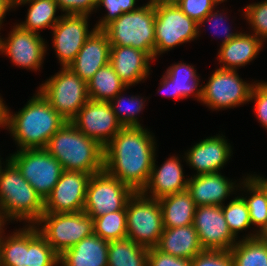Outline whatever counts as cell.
Wrapping results in <instances>:
<instances>
[{
	"label": "cell",
	"mask_w": 267,
	"mask_h": 266,
	"mask_svg": "<svg viewBox=\"0 0 267 266\" xmlns=\"http://www.w3.org/2000/svg\"><path fill=\"white\" fill-rule=\"evenodd\" d=\"M154 137L143 127H123L104 147V170L135 192L147 185L156 156Z\"/></svg>",
	"instance_id": "6da1fadb"
},
{
	"label": "cell",
	"mask_w": 267,
	"mask_h": 266,
	"mask_svg": "<svg viewBox=\"0 0 267 266\" xmlns=\"http://www.w3.org/2000/svg\"><path fill=\"white\" fill-rule=\"evenodd\" d=\"M254 83H246L236 70L218 68L202 86L201 102L211 109H227L250 101Z\"/></svg>",
	"instance_id": "7c38bea8"
},
{
	"label": "cell",
	"mask_w": 267,
	"mask_h": 266,
	"mask_svg": "<svg viewBox=\"0 0 267 266\" xmlns=\"http://www.w3.org/2000/svg\"><path fill=\"white\" fill-rule=\"evenodd\" d=\"M30 4L26 20L18 24L21 28L39 33L38 30L44 28H53L61 19L56 12L59 9L55 0H15V6Z\"/></svg>",
	"instance_id": "83f0119b"
},
{
	"label": "cell",
	"mask_w": 267,
	"mask_h": 266,
	"mask_svg": "<svg viewBox=\"0 0 267 266\" xmlns=\"http://www.w3.org/2000/svg\"><path fill=\"white\" fill-rule=\"evenodd\" d=\"M90 177V174L84 172L64 170L52 192L44 201V213L83 211Z\"/></svg>",
	"instance_id": "5bb4252c"
},
{
	"label": "cell",
	"mask_w": 267,
	"mask_h": 266,
	"mask_svg": "<svg viewBox=\"0 0 267 266\" xmlns=\"http://www.w3.org/2000/svg\"><path fill=\"white\" fill-rule=\"evenodd\" d=\"M219 10L217 12H213V10L207 15L205 16L199 23H198V36H199V27L204 24L205 22H210V24L213 23V21L215 22L213 25H212V28H217L219 29V22L223 21V16L219 13ZM225 22V21H224ZM222 23V22H221ZM223 25V24H222ZM224 27V26H223ZM221 30V29H220ZM224 32H222L223 34H225V38L223 39V42L221 45L223 44H226L227 42H229L230 40H232L233 38H235L239 32H236V33H232V32H229V28L228 27H224L223 28ZM222 31V30H221Z\"/></svg>",
	"instance_id": "f6af8a7d"
},
{
	"label": "cell",
	"mask_w": 267,
	"mask_h": 266,
	"mask_svg": "<svg viewBox=\"0 0 267 266\" xmlns=\"http://www.w3.org/2000/svg\"><path fill=\"white\" fill-rule=\"evenodd\" d=\"M64 14L87 15L97 6V0H55Z\"/></svg>",
	"instance_id": "ee69618b"
},
{
	"label": "cell",
	"mask_w": 267,
	"mask_h": 266,
	"mask_svg": "<svg viewBox=\"0 0 267 266\" xmlns=\"http://www.w3.org/2000/svg\"><path fill=\"white\" fill-rule=\"evenodd\" d=\"M45 149L65 171L93 175L104 170V147L79 131L70 121L49 139Z\"/></svg>",
	"instance_id": "3957f363"
},
{
	"label": "cell",
	"mask_w": 267,
	"mask_h": 266,
	"mask_svg": "<svg viewBox=\"0 0 267 266\" xmlns=\"http://www.w3.org/2000/svg\"><path fill=\"white\" fill-rule=\"evenodd\" d=\"M221 207L228 228L235 238L240 231L246 230L252 225L248 206L243 197L237 196L227 206L221 205Z\"/></svg>",
	"instance_id": "8d00e7d4"
},
{
	"label": "cell",
	"mask_w": 267,
	"mask_h": 266,
	"mask_svg": "<svg viewBox=\"0 0 267 266\" xmlns=\"http://www.w3.org/2000/svg\"><path fill=\"white\" fill-rule=\"evenodd\" d=\"M66 122L39 91L17 114L12 115L3 104V126L10 130L19 150L46 148Z\"/></svg>",
	"instance_id": "7a4b0ae2"
},
{
	"label": "cell",
	"mask_w": 267,
	"mask_h": 266,
	"mask_svg": "<svg viewBox=\"0 0 267 266\" xmlns=\"http://www.w3.org/2000/svg\"><path fill=\"white\" fill-rule=\"evenodd\" d=\"M156 248L163 253L190 260L204 250L193 224L164 228Z\"/></svg>",
	"instance_id": "484cf974"
},
{
	"label": "cell",
	"mask_w": 267,
	"mask_h": 266,
	"mask_svg": "<svg viewBox=\"0 0 267 266\" xmlns=\"http://www.w3.org/2000/svg\"><path fill=\"white\" fill-rule=\"evenodd\" d=\"M103 31L111 45L130 46L154 59L155 5L148 1L136 11L123 13Z\"/></svg>",
	"instance_id": "5b68a950"
},
{
	"label": "cell",
	"mask_w": 267,
	"mask_h": 266,
	"mask_svg": "<svg viewBox=\"0 0 267 266\" xmlns=\"http://www.w3.org/2000/svg\"><path fill=\"white\" fill-rule=\"evenodd\" d=\"M94 234L110 242L127 238L126 207L94 218Z\"/></svg>",
	"instance_id": "e575fe53"
},
{
	"label": "cell",
	"mask_w": 267,
	"mask_h": 266,
	"mask_svg": "<svg viewBox=\"0 0 267 266\" xmlns=\"http://www.w3.org/2000/svg\"><path fill=\"white\" fill-rule=\"evenodd\" d=\"M255 101V113L258 121L267 129V82L255 83L250 101Z\"/></svg>",
	"instance_id": "b9f144b4"
},
{
	"label": "cell",
	"mask_w": 267,
	"mask_h": 266,
	"mask_svg": "<svg viewBox=\"0 0 267 266\" xmlns=\"http://www.w3.org/2000/svg\"><path fill=\"white\" fill-rule=\"evenodd\" d=\"M155 161L156 159L154 158L149 181L141 191L143 194H147L150 189L149 194L151 193V195L149 197L158 200L187 190L189 179L184 178L183 168L178 157H170L158 169Z\"/></svg>",
	"instance_id": "44dd1931"
},
{
	"label": "cell",
	"mask_w": 267,
	"mask_h": 266,
	"mask_svg": "<svg viewBox=\"0 0 267 266\" xmlns=\"http://www.w3.org/2000/svg\"><path fill=\"white\" fill-rule=\"evenodd\" d=\"M87 15L63 14L52 28L53 46L62 67H68L77 56L85 41L96 30H88Z\"/></svg>",
	"instance_id": "9a60e30c"
},
{
	"label": "cell",
	"mask_w": 267,
	"mask_h": 266,
	"mask_svg": "<svg viewBox=\"0 0 267 266\" xmlns=\"http://www.w3.org/2000/svg\"><path fill=\"white\" fill-rule=\"evenodd\" d=\"M0 169V213L5 221L25 220L36 224L44 213V201L8 158ZM18 219V220H17Z\"/></svg>",
	"instance_id": "277c9868"
},
{
	"label": "cell",
	"mask_w": 267,
	"mask_h": 266,
	"mask_svg": "<svg viewBox=\"0 0 267 266\" xmlns=\"http://www.w3.org/2000/svg\"><path fill=\"white\" fill-rule=\"evenodd\" d=\"M38 91L67 121H71L90 99L87 83L69 67H62Z\"/></svg>",
	"instance_id": "ba28073f"
},
{
	"label": "cell",
	"mask_w": 267,
	"mask_h": 266,
	"mask_svg": "<svg viewBox=\"0 0 267 266\" xmlns=\"http://www.w3.org/2000/svg\"><path fill=\"white\" fill-rule=\"evenodd\" d=\"M121 97V92L118 93L109 103L115 113L116 118L123 125V127H141L140 122L137 120V113L141 112L144 108V102L141 97L131 96L130 98ZM127 103V107L123 102ZM115 102V103H114Z\"/></svg>",
	"instance_id": "d590c367"
},
{
	"label": "cell",
	"mask_w": 267,
	"mask_h": 266,
	"mask_svg": "<svg viewBox=\"0 0 267 266\" xmlns=\"http://www.w3.org/2000/svg\"><path fill=\"white\" fill-rule=\"evenodd\" d=\"M45 45L39 33L25 30L18 24L10 31L7 39L0 38L1 53L9 56L14 65L35 71L42 65L47 49Z\"/></svg>",
	"instance_id": "e0dca14e"
},
{
	"label": "cell",
	"mask_w": 267,
	"mask_h": 266,
	"mask_svg": "<svg viewBox=\"0 0 267 266\" xmlns=\"http://www.w3.org/2000/svg\"><path fill=\"white\" fill-rule=\"evenodd\" d=\"M5 222H6V221L4 220L2 214L0 213V236H1V234L4 232L3 227H4V225L6 224ZM2 231H3V232H2Z\"/></svg>",
	"instance_id": "816d5d0a"
},
{
	"label": "cell",
	"mask_w": 267,
	"mask_h": 266,
	"mask_svg": "<svg viewBox=\"0 0 267 266\" xmlns=\"http://www.w3.org/2000/svg\"><path fill=\"white\" fill-rule=\"evenodd\" d=\"M4 238L0 236L1 266H26V227Z\"/></svg>",
	"instance_id": "836d02e7"
},
{
	"label": "cell",
	"mask_w": 267,
	"mask_h": 266,
	"mask_svg": "<svg viewBox=\"0 0 267 266\" xmlns=\"http://www.w3.org/2000/svg\"><path fill=\"white\" fill-rule=\"evenodd\" d=\"M258 237L267 245V227L258 233Z\"/></svg>",
	"instance_id": "c3c4849f"
},
{
	"label": "cell",
	"mask_w": 267,
	"mask_h": 266,
	"mask_svg": "<svg viewBox=\"0 0 267 266\" xmlns=\"http://www.w3.org/2000/svg\"><path fill=\"white\" fill-rule=\"evenodd\" d=\"M141 191L126 204L127 238L146 248L158 245L163 233L162 210L157 199Z\"/></svg>",
	"instance_id": "8992f818"
},
{
	"label": "cell",
	"mask_w": 267,
	"mask_h": 266,
	"mask_svg": "<svg viewBox=\"0 0 267 266\" xmlns=\"http://www.w3.org/2000/svg\"><path fill=\"white\" fill-rule=\"evenodd\" d=\"M109 242L92 234L59 256L61 266H108Z\"/></svg>",
	"instance_id": "603a6c76"
},
{
	"label": "cell",
	"mask_w": 267,
	"mask_h": 266,
	"mask_svg": "<svg viewBox=\"0 0 267 266\" xmlns=\"http://www.w3.org/2000/svg\"><path fill=\"white\" fill-rule=\"evenodd\" d=\"M150 60L153 59L139 49L130 46L111 45L110 64L127 87L147 78L150 71Z\"/></svg>",
	"instance_id": "ffe728a7"
},
{
	"label": "cell",
	"mask_w": 267,
	"mask_h": 266,
	"mask_svg": "<svg viewBox=\"0 0 267 266\" xmlns=\"http://www.w3.org/2000/svg\"><path fill=\"white\" fill-rule=\"evenodd\" d=\"M110 48L107 34L95 30L68 67L87 83L100 68L110 63Z\"/></svg>",
	"instance_id": "d6986e66"
},
{
	"label": "cell",
	"mask_w": 267,
	"mask_h": 266,
	"mask_svg": "<svg viewBox=\"0 0 267 266\" xmlns=\"http://www.w3.org/2000/svg\"><path fill=\"white\" fill-rule=\"evenodd\" d=\"M35 225H37L39 233L59 256L83 238L94 234V220L84 211L43 213Z\"/></svg>",
	"instance_id": "52a82bcc"
},
{
	"label": "cell",
	"mask_w": 267,
	"mask_h": 266,
	"mask_svg": "<svg viewBox=\"0 0 267 266\" xmlns=\"http://www.w3.org/2000/svg\"><path fill=\"white\" fill-rule=\"evenodd\" d=\"M231 146L225 136H211L195 144L186 155V162L197 170L196 175L217 173L228 162Z\"/></svg>",
	"instance_id": "ac0fdd59"
},
{
	"label": "cell",
	"mask_w": 267,
	"mask_h": 266,
	"mask_svg": "<svg viewBox=\"0 0 267 266\" xmlns=\"http://www.w3.org/2000/svg\"><path fill=\"white\" fill-rule=\"evenodd\" d=\"M147 266H192L190 259H184L163 253L156 247L149 248Z\"/></svg>",
	"instance_id": "7bdbcfd3"
},
{
	"label": "cell",
	"mask_w": 267,
	"mask_h": 266,
	"mask_svg": "<svg viewBox=\"0 0 267 266\" xmlns=\"http://www.w3.org/2000/svg\"><path fill=\"white\" fill-rule=\"evenodd\" d=\"M193 226L204 250L229 251L237 243L228 228L221 206H197Z\"/></svg>",
	"instance_id": "2e32d148"
},
{
	"label": "cell",
	"mask_w": 267,
	"mask_h": 266,
	"mask_svg": "<svg viewBox=\"0 0 267 266\" xmlns=\"http://www.w3.org/2000/svg\"><path fill=\"white\" fill-rule=\"evenodd\" d=\"M180 0H150L153 5L177 4Z\"/></svg>",
	"instance_id": "7dc6e473"
},
{
	"label": "cell",
	"mask_w": 267,
	"mask_h": 266,
	"mask_svg": "<svg viewBox=\"0 0 267 266\" xmlns=\"http://www.w3.org/2000/svg\"><path fill=\"white\" fill-rule=\"evenodd\" d=\"M253 176L267 189V179L261 176Z\"/></svg>",
	"instance_id": "f907efd6"
},
{
	"label": "cell",
	"mask_w": 267,
	"mask_h": 266,
	"mask_svg": "<svg viewBox=\"0 0 267 266\" xmlns=\"http://www.w3.org/2000/svg\"><path fill=\"white\" fill-rule=\"evenodd\" d=\"M162 210L164 228H176L193 224L195 201L185 190L158 199Z\"/></svg>",
	"instance_id": "4316f807"
},
{
	"label": "cell",
	"mask_w": 267,
	"mask_h": 266,
	"mask_svg": "<svg viewBox=\"0 0 267 266\" xmlns=\"http://www.w3.org/2000/svg\"><path fill=\"white\" fill-rule=\"evenodd\" d=\"M3 100L0 97V127H3Z\"/></svg>",
	"instance_id": "681fc988"
},
{
	"label": "cell",
	"mask_w": 267,
	"mask_h": 266,
	"mask_svg": "<svg viewBox=\"0 0 267 266\" xmlns=\"http://www.w3.org/2000/svg\"><path fill=\"white\" fill-rule=\"evenodd\" d=\"M264 44L256 35L240 32L235 38L220 46L218 60L220 69L237 70V67L245 66L256 56Z\"/></svg>",
	"instance_id": "d4e9b609"
},
{
	"label": "cell",
	"mask_w": 267,
	"mask_h": 266,
	"mask_svg": "<svg viewBox=\"0 0 267 266\" xmlns=\"http://www.w3.org/2000/svg\"><path fill=\"white\" fill-rule=\"evenodd\" d=\"M70 122L87 137L97 141L102 147H105L123 128L109 102L93 101L91 99Z\"/></svg>",
	"instance_id": "4fadbf2b"
},
{
	"label": "cell",
	"mask_w": 267,
	"mask_h": 266,
	"mask_svg": "<svg viewBox=\"0 0 267 266\" xmlns=\"http://www.w3.org/2000/svg\"><path fill=\"white\" fill-rule=\"evenodd\" d=\"M216 4H219L221 2H224L225 0H213Z\"/></svg>",
	"instance_id": "f5cc1de1"
},
{
	"label": "cell",
	"mask_w": 267,
	"mask_h": 266,
	"mask_svg": "<svg viewBox=\"0 0 267 266\" xmlns=\"http://www.w3.org/2000/svg\"><path fill=\"white\" fill-rule=\"evenodd\" d=\"M135 5L136 0H97L96 9L104 6L108 13L95 24L96 30H103L108 24L116 20L123 13L136 11L140 8H135Z\"/></svg>",
	"instance_id": "74e56055"
},
{
	"label": "cell",
	"mask_w": 267,
	"mask_h": 266,
	"mask_svg": "<svg viewBox=\"0 0 267 266\" xmlns=\"http://www.w3.org/2000/svg\"><path fill=\"white\" fill-rule=\"evenodd\" d=\"M89 98L93 101L110 102L118 93L128 88L108 63L100 68L87 82Z\"/></svg>",
	"instance_id": "f1b7e54d"
},
{
	"label": "cell",
	"mask_w": 267,
	"mask_h": 266,
	"mask_svg": "<svg viewBox=\"0 0 267 266\" xmlns=\"http://www.w3.org/2000/svg\"><path fill=\"white\" fill-rule=\"evenodd\" d=\"M177 5L184 14L199 23L217 4L213 0H180Z\"/></svg>",
	"instance_id": "60d3db41"
},
{
	"label": "cell",
	"mask_w": 267,
	"mask_h": 266,
	"mask_svg": "<svg viewBox=\"0 0 267 266\" xmlns=\"http://www.w3.org/2000/svg\"><path fill=\"white\" fill-rule=\"evenodd\" d=\"M9 159L43 201L64 171L60 162L45 148L17 150Z\"/></svg>",
	"instance_id": "9c48e42d"
},
{
	"label": "cell",
	"mask_w": 267,
	"mask_h": 266,
	"mask_svg": "<svg viewBox=\"0 0 267 266\" xmlns=\"http://www.w3.org/2000/svg\"><path fill=\"white\" fill-rule=\"evenodd\" d=\"M149 248L125 238L110 241L108 247V266H147Z\"/></svg>",
	"instance_id": "4dcf8cb0"
},
{
	"label": "cell",
	"mask_w": 267,
	"mask_h": 266,
	"mask_svg": "<svg viewBox=\"0 0 267 266\" xmlns=\"http://www.w3.org/2000/svg\"><path fill=\"white\" fill-rule=\"evenodd\" d=\"M198 37V23L177 4L155 5L154 59L165 51Z\"/></svg>",
	"instance_id": "8fae6325"
},
{
	"label": "cell",
	"mask_w": 267,
	"mask_h": 266,
	"mask_svg": "<svg viewBox=\"0 0 267 266\" xmlns=\"http://www.w3.org/2000/svg\"><path fill=\"white\" fill-rule=\"evenodd\" d=\"M162 85L159 91L162 95H168L173 99L187 98L188 96L195 95L197 100L201 101L202 87L198 88L199 76L196 74L194 66L186 63H178L170 66L160 82ZM195 93V94H194Z\"/></svg>",
	"instance_id": "cb8c5ba5"
},
{
	"label": "cell",
	"mask_w": 267,
	"mask_h": 266,
	"mask_svg": "<svg viewBox=\"0 0 267 266\" xmlns=\"http://www.w3.org/2000/svg\"><path fill=\"white\" fill-rule=\"evenodd\" d=\"M188 179L187 191L196 206H221L236 187L232 180L225 178L220 172L194 175Z\"/></svg>",
	"instance_id": "7402d4cb"
},
{
	"label": "cell",
	"mask_w": 267,
	"mask_h": 266,
	"mask_svg": "<svg viewBox=\"0 0 267 266\" xmlns=\"http://www.w3.org/2000/svg\"><path fill=\"white\" fill-rule=\"evenodd\" d=\"M245 18L262 42L267 40V0L244 7Z\"/></svg>",
	"instance_id": "f35d334b"
},
{
	"label": "cell",
	"mask_w": 267,
	"mask_h": 266,
	"mask_svg": "<svg viewBox=\"0 0 267 266\" xmlns=\"http://www.w3.org/2000/svg\"><path fill=\"white\" fill-rule=\"evenodd\" d=\"M12 7H15V0H0V27L2 25L3 18H5L6 12Z\"/></svg>",
	"instance_id": "bcb514c9"
},
{
	"label": "cell",
	"mask_w": 267,
	"mask_h": 266,
	"mask_svg": "<svg viewBox=\"0 0 267 266\" xmlns=\"http://www.w3.org/2000/svg\"><path fill=\"white\" fill-rule=\"evenodd\" d=\"M192 266H234L230 251L203 250L191 259Z\"/></svg>",
	"instance_id": "ab89813d"
},
{
	"label": "cell",
	"mask_w": 267,
	"mask_h": 266,
	"mask_svg": "<svg viewBox=\"0 0 267 266\" xmlns=\"http://www.w3.org/2000/svg\"><path fill=\"white\" fill-rule=\"evenodd\" d=\"M241 184L250 192L251 197L243 199L247 203L252 225L259 227L258 234L267 227V189L253 175L246 177Z\"/></svg>",
	"instance_id": "d6a6232c"
},
{
	"label": "cell",
	"mask_w": 267,
	"mask_h": 266,
	"mask_svg": "<svg viewBox=\"0 0 267 266\" xmlns=\"http://www.w3.org/2000/svg\"><path fill=\"white\" fill-rule=\"evenodd\" d=\"M26 228V266H56L59 255L39 233L36 225Z\"/></svg>",
	"instance_id": "f546056e"
},
{
	"label": "cell",
	"mask_w": 267,
	"mask_h": 266,
	"mask_svg": "<svg viewBox=\"0 0 267 266\" xmlns=\"http://www.w3.org/2000/svg\"><path fill=\"white\" fill-rule=\"evenodd\" d=\"M134 193L130 186L103 170L88 181L83 211L94 219L123 210Z\"/></svg>",
	"instance_id": "30bf717a"
},
{
	"label": "cell",
	"mask_w": 267,
	"mask_h": 266,
	"mask_svg": "<svg viewBox=\"0 0 267 266\" xmlns=\"http://www.w3.org/2000/svg\"><path fill=\"white\" fill-rule=\"evenodd\" d=\"M234 266H267V245L258 234H249L229 250Z\"/></svg>",
	"instance_id": "1f68e13d"
}]
</instances>
